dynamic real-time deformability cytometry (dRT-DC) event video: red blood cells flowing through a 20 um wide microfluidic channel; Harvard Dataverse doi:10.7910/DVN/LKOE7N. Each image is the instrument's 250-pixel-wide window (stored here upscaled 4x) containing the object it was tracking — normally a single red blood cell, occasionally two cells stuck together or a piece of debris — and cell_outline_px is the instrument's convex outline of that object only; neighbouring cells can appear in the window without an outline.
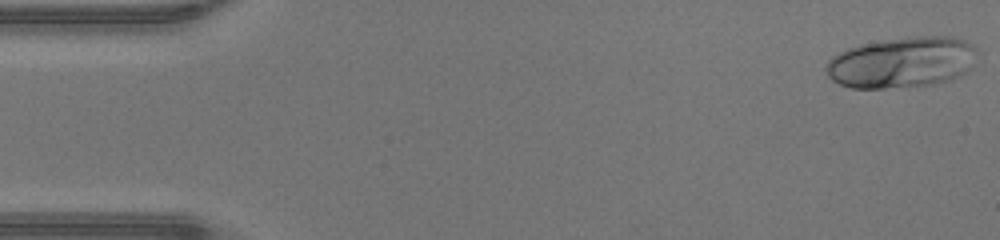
{"species": "human", "species_latin": "Homo sapiens", "temperature_condition": "warm", "stored_images_in_passage": 46, "camera_frame_rate_fps": 3000, "um_per_image_px": 0.085, "donor": {"sex": "male"}, "frame": {"image": 1, "passage_image": 1, "time_ms": 0.0, "image_size_px": [1000, 240], "cell_outline_px": [[976, 52], [968, 68], [964, 72], [948, 80], [932, 84], [884, 88], [852, 88], [840, 84], [832, 80], [828, 76], [824, 68], [828, 60], [832, 56], [848, 48], [864, 44], [908, 36], [952, 36], [964, 40], [972, 44], [976, 48]], "centroid_in_image_um": [76.61, 5.29], "position_along_channel_um": 8.4, "area_um2": 44.39}}
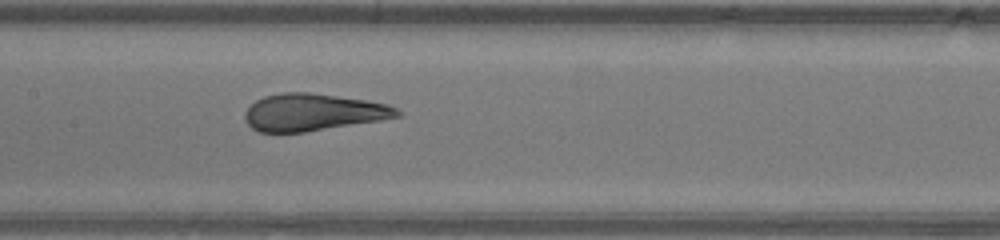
{"frame": {"image": 2, "passage_image": 22, "time_ms": 7.0, "image_size_px": [1000, 240], "cell_outline_px": [[400, 116], [380, 120], [304, 132], [260, 132], [252, 128], [248, 124], [244, 116], [244, 112], [256, 100], [264, 96], [284, 92], [308, 92], [364, 100], [388, 104], [396, 108], [400, 112]], "centroid_in_image_um": [26.58, 9.54], "position_along_channel_um": 180.8, "area_um2": 32.6}}
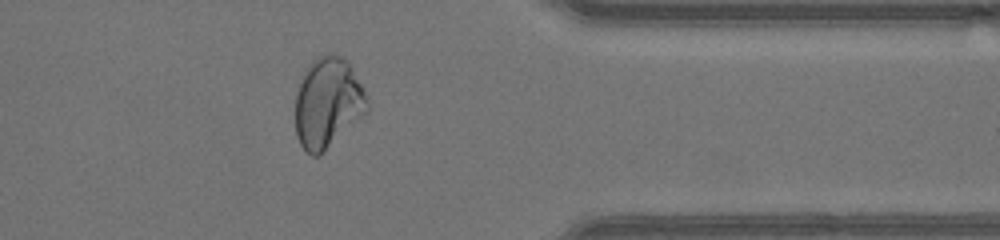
{"frame": {"image": 3, "passage_image": 37, "time_ms": 12.0, "image_size_px": [1000, 240], "cell_outline_px": [[368, 112], [320, 156], [312, 156], [300, 144], [296, 136], [296, 96], [304, 68], [316, 56], [324, 52], [332, 52], [348, 60], [364, 88], [368, 100]], "centroid_in_image_um": [27.88, 8.71], "position_along_channel_um": 383.5, "area_um2": 38.55}, "authors_computed_cell_mechanics": {"area_um2": 36.8186, "velocity_mm_per_s": 4.3741, "shape_relaxation_time_tau1_ms": 9.1441, "shape_relaxation_time_tau2_ms": null, "deformation_change_tau1": 0.2855, "deformation_change_tau2": null}}